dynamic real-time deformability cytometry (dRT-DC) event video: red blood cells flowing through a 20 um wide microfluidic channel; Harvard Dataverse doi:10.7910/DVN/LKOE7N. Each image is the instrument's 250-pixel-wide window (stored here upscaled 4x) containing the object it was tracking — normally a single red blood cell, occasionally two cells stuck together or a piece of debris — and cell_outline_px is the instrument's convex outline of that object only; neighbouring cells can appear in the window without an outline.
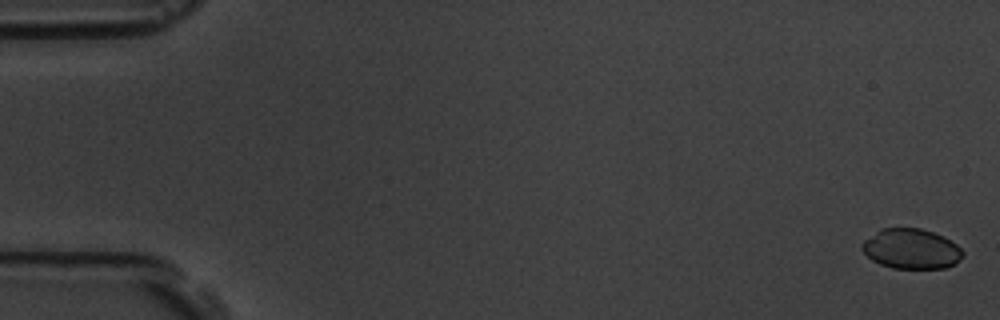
{"species": "common noctule bat (a hibernating species)", "species_latin": "Nyctalus noctula", "temperature_condition": "room temperature", "stored_images_in_passage": 9, "camera_frame_rate_fps": 3000, "um_per_image_px": 0.085, "animal": {"sex": "male", "body_mass_g": 19.5, "forearm_length_mm": 54.6}, "frame": {"image": 1, "passage_image": 1, "time_ms": 0.0, "image_size_px": [1000, 320], "cell_outline_px": [[964, 256], [952, 264], [944, 268], [892, 268], [880, 264], [872, 260], [860, 248], [860, 244], [864, 240], [880, 228], [920, 228], [932, 232], [956, 244], [964, 252]], "centroid_in_image_um": [77.41, 21.15], "position_along_channel_um": 7.6, "area_um2": 23.35}}
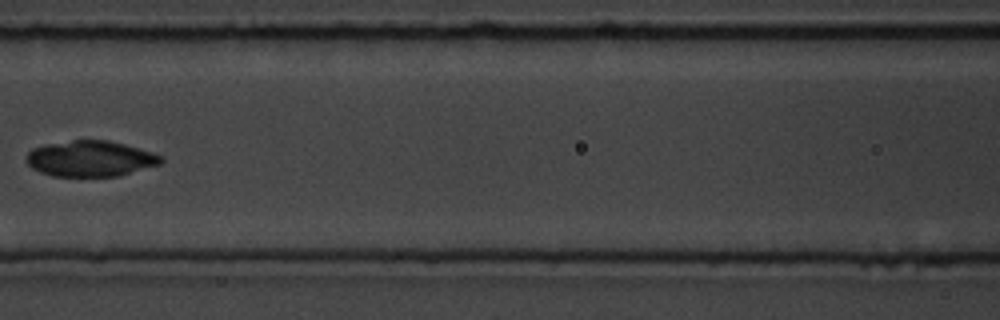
{"frame": {"image": 2, "passage_image": 8, "time_ms": 8.333, "image_size_px": [1000, 320], "cell_outline_px": [[164, 160], [160, 164], [116, 176], [52, 176], [40, 172], [32, 168], [24, 160], [24, 156], [32, 148], [48, 144], [72, 140], [108, 140], [124, 144], [152, 152], [164, 156]], "centroid_in_image_um": [7.65, 13.48], "position_along_channel_um": 158.9, "area_um2": 28.09}}
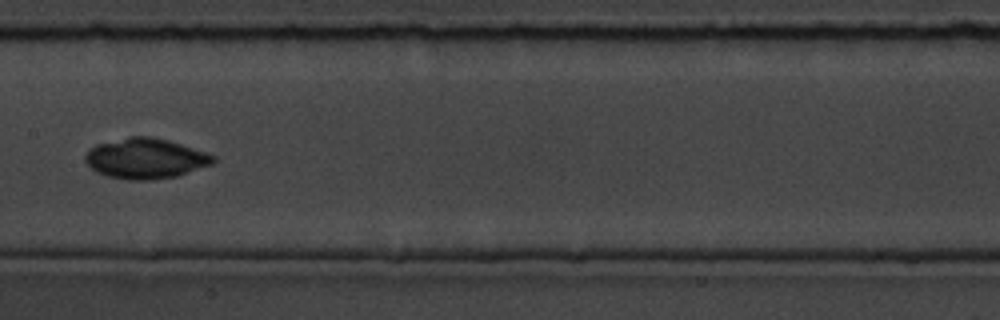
{"frame": {"image": 3, "passage_image": 9, "time_ms": 9.333, "image_size_px": [1000, 320], "cell_outline_px": [[216, 160], [212, 164], [176, 176], [152, 180], [128, 180], [108, 176], [96, 172], [84, 160], [84, 156], [96, 144], [128, 136], [148, 136], [168, 140], [216, 156]], "centroid_in_image_um": [12.35, 13.47], "position_along_channel_um": 195.0, "area_um2": 29.88}}